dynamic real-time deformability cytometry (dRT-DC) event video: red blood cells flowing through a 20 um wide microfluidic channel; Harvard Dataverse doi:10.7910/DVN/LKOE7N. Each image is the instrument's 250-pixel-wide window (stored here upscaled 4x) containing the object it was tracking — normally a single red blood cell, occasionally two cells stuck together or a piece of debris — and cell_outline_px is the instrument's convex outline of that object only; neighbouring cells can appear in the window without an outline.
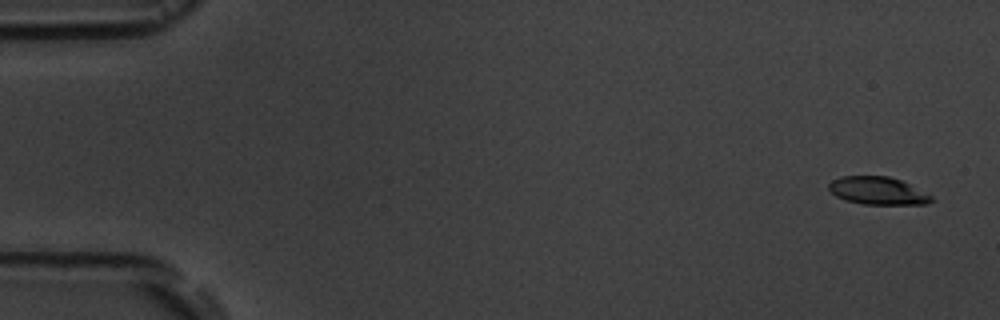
{"species": "common noctule bat (a hibernating species)", "species_latin": "Nyctalus noctula", "temperature_condition": "room temperature", "stored_images_in_passage": 6, "camera_frame_rate_fps": 3000, "um_per_image_px": 0.085, "animal": {"sex": "male", "body_mass_g": 19.5, "forearm_length_mm": 54.6}, "frame": {"image": 1, "passage_image": 1, "time_ms": 0.0, "image_size_px": [1000, 320], "cell_outline_px": [[936, 200], [928, 204], [864, 204], [844, 200], [836, 196], [828, 188], [828, 184], [832, 180], [840, 176], [888, 176], [900, 180], [932, 196]], "centroid_in_image_um": [74.6, 16.22], "position_along_channel_um": 10.4, "area_um2": 16.53}}